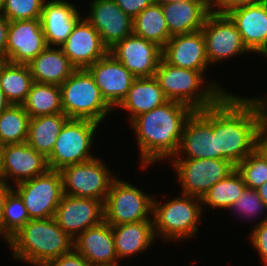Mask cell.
I'll return each instance as SVG.
<instances>
[{"instance_id": "obj_3", "label": "cell", "mask_w": 267, "mask_h": 266, "mask_svg": "<svg viewBox=\"0 0 267 266\" xmlns=\"http://www.w3.org/2000/svg\"><path fill=\"white\" fill-rule=\"evenodd\" d=\"M16 261L31 266H45L49 261L70 252L74 239L65 233L54 217L28 221L7 242Z\"/></svg>"}, {"instance_id": "obj_10", "label": "cell", "mask_w": 267, "mask_h": 266, "mask_svg": "<svg viewBox=\"0 0 267 266\" xmlns=\"http://www.w3.org/2000/svg\"><path fill=\"white\" fill-rule=\"evenodd\" d=\"M180 193L202 198L220 180L232 173L236 166L222 159H170Z\"/></svg>"}, {"instance_id": "obj_44", "label": "cell", "mask_w": 267, "mask_h": 266, "mask_svg": "<svg viewBox=\"0 0 267 266\" xmlns=\"http://www.w3.org/2000/svg\"><path fill=\"white\" fill-rule=\"evenodd\" d=\"M10 21L0 14V61L6 60L7 37Z\"/></svg>"}, {"instance_id": "obj_39", "label": "cell", "mask_w": 267, "mask_h": 266, "mask_svg": "<svg viewBox=\"0 0 267 266\" xmlns=\"http://www.w3.org/2000/svg\"><path fill=\"white\" fill-rule=\"evenodd\" d=\"M252 227L247 239L253 249L257 250L263 266H267V220Z\"/></svg>"}, {"instance_id": "obj_51", "label": "cell", "mask_w": 267, "mask_h": 266, "mask_svg": "<svg viewBox=\"0 0 267 266\" xmlns=\"http://www.w3.org/2000/svg\"><path fill=\"white\" fill-rule=\"evenodd\" d=\"M122 262H118L116 264H110V265H98V266H122L121 265Z\"/></svg>"}, {"instance_id": "obj_13", "label": "cell", "mask_w": 267, "mask_h": 266, "mask_svg": "<svg viewBox=\"0 0 267 266\" xmlns=\"http://www.w3.org/2000/svg\"><path fill=\"white\" fill-rule=\"evenodd\" d=\"M205 38L206 56L209 67L221 62H227L236 55H247L249 50L245 47L240 32L235 23L226 13L212 10L202 27Z\"/></svg>"}, {"instance_id": "obj_28", "label": "cell", "mask_w": 267, "mask_h": 266, "mask_svg": "<svg viewBox=\"0 0 267 266\" xmlns=\"http://www.w3.org/2000/svg\"><path fill=\"white\" fill-rule=\"evenodd\" d=\"M27 65L35 82L59 86L76 70L60 47L47 46Z\"/></svg>"}, {"instance_id": "obj_14", "label": "cell", "mask_w": 267, "mask_h": 266, "mask_svg": "<svg viewBox=\"0 0 267 266\" xmlns=\"http://www.w3.org/2000/svg\"><path fill=\"white\" fill-rule=\"evenodd\" d=\"M54 219L72 239L104 220V202L63 194Z\"/></svg>"}, {"instance_id": "obj_30", "label": "cell", "mask_w": 267, "mask_h": 266, "mask_svg": "<svg viewBox=\"0 0 267 266\" xmlns=\"http://www.w3.org/2000/svg\"><path fill=\"white\" fill-rule=\"evenodd\" d=\"M33 82L27 64L0 61V87L10 104L22 105Z\"/></svg>"}, {"instance_id": "obj_24", "label": "cell", "mask_w": 267, "mask_h": 266, "mask_svg": "<svg viewBox=\"0 0 267 266\" xmlns=\"http://www.w3.org/2000/svg\"><path fill=\"white\" fill-rule=\"evenodd\" d=\"M74 249L92 266L120 262L115 249L112 226L103 220L74 239Z\"/></svg>"}, {"instance_id": "obj_48", "label": "cell", "mask_w": 267, "mask_h": 266, "mask_svg": "<svg viewBox=\"0 0 267 266\" xmlns=\"http://www.w3.org/2000/svg\"><path fill=\"white\" fill-rule=\"evenodd\" d=\"M10 102L6 99L3 90L0 87V113L10 106Z\"/></svg>"}, {"instance_id": "obj_5", "label": "cell", "mask_w": 267, "mask_h": 266, "mask_svg": "<svg viewBox=\"0 0 267 266\" xmlns=\"http://www.w3.org/2000/svg\"><path fill=\"white\" fill-rule=\"evenodd\" d=\"M181 195V196H180ZM174 199L153 201V230L155 237L165 242H181L196 237L199 223L202 222L203 207L201 198L181 193ZM202 217V218H201Z\"/></svg>"}, {"instance_id": "obj_46", "label": "cell", "mask_w": 267, "mask_h": 266, "mask_svg": "<svg viewBox=\"0 0 267 266\" xmlns=\"http://www.w3.org/2000/svg\"><path fill=\"white\" fill-rule=\"evenodd\" d=\"M11 189L12 187L10 185H8L2 179H0V220L2 217L3 203L5 200V197Z\"/></svg>"}, {"instance_id": "obj_26", "label": "cell", "mask_w": 267, "mask_h": 266, "mask_svg": "<svg viewBox=\"0 0 267 266\" xmlns=\"http://www.w3.org/2000/svg\"><path fill=\"white\" fill-rule=\"evenodd\" d=\"M167 101L168 99L155 76L135 78L126 97L115 109L121 108L127 111L126 114L130 113L128 114L129 125L137 116L149 112Z\"/></svg>"}, {"instance_id": "obj_31", "label": "cell", "mask_w": 267, "mask_h": 266, "mask_svg": "<svg viewBox=\"0 0 267 266\" xmlns=\"http://www.w3.org/2000/svg\"><path fill=\"white\" fill-rule=\"evenodd\" d=\"M133 34L163 48L172 37L161 5L153 3L133 19Z\"/></svg>"}, {"instance_id": "obj_36", "label": "cell", "mask_w": 267, "mask_h": 266, "mask_svg": "<svg viewBox=\"0 0 267 266\" xmlns=\"http://www.w3.org/2000/svg\"><path fill=\"white\" fill-rule=\"evenodd\" d=\"M229 210L231 212L233 211L235 215L238 214L237 216H240L242 220L248 219L247 222L257 220V218L260 217L254 225H258L259 223L267 220V205L259 197L256 189L246 187L228 211Z\"/></svg>"}, {"instance_id": "obj_19", "label": "cell", "mask_w": 267, "mask_h": 266, "mask_svg": "<svg viewBox=\"0 0 267 266\" xmlns=\"http://www.w3.org/2000/svg\"><path fill=\"white\" fill-rule=\"evenodd\" d=\"M87 70L93 76L103 98L114 110L126 97L135 79L109 51Z\"/></svg>"}, {"instance_id": "obj_17", "label": "cell", "mask_w": 267, "mask_h": 266, "mask_svg": "<svg viewBox=\"0 0 267 266\" xmlns=\"http://www.w3.org/2000/svg\"><path fill=\"white\" fill-rule=\"evenodd\" d=\"M135 78L155 76L162 59V48L134 34L125 37L110 50Z\"/></svg>"}, {"instance_id": "obj_41", "label": "cell", "mask_w": 267, "mask_h": 266, "mask_svg": "<svg viewBox=\"0 0 267 266\" xmlns=\"http://www.w3.org/2000/svg\"><path fill=\"white\" fill-rule=\"evenodd\" d=\"M116 4L133 20L139 13L151 6L153 0H114Z\"/></svg>"}, {"instance_id": "obj_2", "label": "cell", "mask_w": 267, "mask_h": 266, "mask_svg": "<svg viewBox=\"0 0 267 266\" xmlns=\"http://www.w3.org/2000/svg\"><path fill=\"white\" fill-rule=\"evenodd\" d=\"M263 118L249 97L224 95L217 102V159L237 166L252 153Z\"/></svg>"}, {"instance_id": "obj_25", "label": "cell", "mask_w": 267, "mask_h": 266, "mask_svg": "<svg viewBox=\"0 0 267 266\" xmlns=\"http://www.w3.org/2000/svg\"><path fill=\"white\" fill-rule=\"evenodd\" d=\"M171 36L196 32L213 10L212 0H182L162 6Z\"/></svg>"}, {"instance_id": "obj_15", "label": "cell", "mask_w": 267, "mask_h": 266, "mask_svg": "<svg viewBox=\"0 0 267 266\" xmlns=\"http://www.w3.org/2000/svg\"><path fill=\"white\" fill-rule=\"evenodd\" d=\"M2 180L13 187L49 170L47 158L27 142L0 147Z\"/></svg>"}, {"instance_id": "obj_29", "label": "cell", "mask_w": 267, "mask_h": 266, "mask_svg": "<svg viewBox=\"0 0 267 266\" xmlns=\"http://www.w3.org/2000/svg\"><path fill=\"white\" fill-rule=\"evenodd\" d=\"M69 118L64 113L30 118L27 143L46 158L51 154L56 139Z\"/></svg>"}, {"instance_id": "obj_47", "label": "cell", "mask_w": 267, "mask_h": 266, "mask_svg": "<svg viewBox=\"0 0 267 266\" xmlns=\"http://www.w3.org/2000/svg\"><path fill=\"white\" fill-rule=\"evenodd\" d=\"M257 192L259 194V197L262 199V201L267 205V182L262 184L257 189Z\"/></svg>"}, {"instance_id": "obj_22", "label": "cell", "mask_w": 267, "mask_h": 266, "mask_svg": "<svg viewBox=\"0 0 267 266\" xmlns=\"http://www.w3.org/2000/svg\"><path fill=\"white\" fill-rule=\"evenodd\" d=\"M162 58L168 64L179 68L208 71L209 62L202 29L172 36L162 48Z\"/></svg>"}, {"instance_id": "obj_21", "label": "cell", "mask_w": 267, "mask_h": 266, "mask_svg": "<svg viewBox=\"0 0 267 266\" xmlns=\"http://www.w3.org/2000/svg\"><path fill=\"white\" fill-rule=\"evenodd\" d=\"M60 48L76 69H87L109 51L85 16L75 24Z\"/></svg>"}, {"instance_id": "obj_6", "label": "cell", "mask_w": 267, "mask_h": 266, "mask_svg": "<svg viewBox=\"0 0 267 266\" xmlns=\"http://www.w3.org/2000/svg\"><path fill=\"white\" fill-rule=\"evenodd\" d=\"M60 90L62 110L69 119H87L102 125L115 112L87 69H76L60 85Z\"/></svg>"}, {"instance_id": "obj_38", "label": "cell", "mask_w": 267, "mask_h": 266, "mask_svg": "<svg viewBox=\"0 0 267 266\" xmlns=\"http://www.w3.org/2000/svg\"><path fill=\"white\" fill-rule=\"evenodd\" d=\"M46 0H5L2 15L9 21L41 19Z\"/></svg>"}, {"instance_id": "obj_11", "label": "cell", "mask_w": 267, "mask_h": 266, "mask_svg": "<svg viewBox=\"0 0 267 266\" xmlns=\"http://www.w3.org/2000/svg\"><path fill=\"white\" fill-rule=\"evenodd\" d=\"M110 170L99 157L64 167L61 170L63 194L105 202L111 184L117 178Z\"/></svg>"}, {"instance_id": "obj_37", "label": "cell", "mask_w": 267, "mask_h": 266, "mask_svg": "<svg viewBox=\"0 0 267 266\" xmlns=\"http://www.w3.org/2000/svg\"><path fill=\"white\" fill-rule=\"evenodd\" d=\"M247 188L258 189L267 182V159L256 149L237 166Z\"/></svg>"}, {"instance_id": "obj_20", "label": "cell", "mask_w": 267, "mask_h": 266, "mask_svg": "<svg viewBox=\"0 0 267 266\" xmlns=\"http://www.w3.org/2000/svg\"><path fill=\"white\" fill-rule=\"evenodd\" d=\"M47 46L41 19L10 21L6 61L28 64Z\"/></svg>"}, {"instance_id": "obj_35", "label": "cell", "mask_w": 267, "mask_h": 266, "mask_svg": "<svg viewBox=\"0 0 267 266\" xmlns=\"http://www.w3.org/2000/svg\"><path fill=\"white\" fill-rule=\"evenodd\" d=\"M30 220L22 198L12 188L7 193L3 203L0 220L1 239L3 238V241L6 243Z\"/></svg>"}, {"instance_id": "obj_16", "label": "cell", "mask_w": 267, "mask_h": 266, "mask_svg": "<svg viewBox=\"0 0 267 266\" xmlns=\"http://www.w3.org/2000/svg\"><path fill=\"white\" fill-rule=\"evenodd\" d=\"M85 18L99 32L102 43L110 50L133 34V20L114 0H89Z\"/></svg>"}, {"instance_id": "obj_12", "label": "cell", "mask_w": 267, "mask_h": 266, "mask_svg": "<svg viewBox=\"0 0 267 266\" xmlns=\"http://www.w3.org/2000/svg\"><path fill=\"white\" fill-rule=\"evenodd\" d=\"M22 198L31 220L54 217L63 196L61 171L48 170L12 187Z\"/></svg>"}, {"instance_id": "obj_18", "label": "cell", "mask_w": 267, "mask_h": 266, "mask_svg": "<svg viewBox=\"0 0 267 266\" xmlns=\"http://www.w3.org/2000/svg\"><path fill=\"white\" fill-rule=\"evenodd\" d=\"M226 14L235 23L250 54L267 57V0L234 7Z\"/></svg>"}, {"instance_id": "obj_27", "label": "cell", "mask_w": 267, "mask_h": 266, "mask_svg": "<svg viewBox=\"0 0 267 266\" xmlns=\"http://www.w3.org/2000/svg\"><path fill=\"white\" fill-rule=\"evenodd\" d=\"M118 260L129 259L133 255L151 249L156 237L153 221H137L112 226Z\"/></svg>"}, {"instance_id": "obj_40", "label": "cell", "mask_w": 267, "mask_h": 266, "mask_svg": "<svg viewBox=\"0 0 267 266\" xmlns=\"http://www.w3.org/2000/svg\"><path fill=\"white\" fill-rule=\"evenodd\" d=\"M45 266H92L88 260L74 248L56 259L49 261Z\"/></svg>"}, {"instance_id": "obj_9", "label": "cell", "mask_w": 267, "mask_h": 266, "mask_svg": "<svg viewBox=\"0 0 267 266\" xmlns=\"http://www.w3.org/2000/svg\"><path fill=\"white\" fill-rule=\"evenodd\" d=\"M217 159V103L186 120L177 153L171 159Z\"/></svg>"}, {"instance_id": "obj_34", "label": "cell", "mask_w": 267, "mask_h": 266, "mask_svg": "<svg viewBox=\"0 0 267 266\" xmlns=\"http://www.w3.org/2000/svg\"><path fill=\"white\" fill-rule=\"evenodd\" d=\"M29 114L23 105L11 104L0 113V147L27 141Z\"/></svg>"}, {"instance_id": "obj_49", "label": "cell", "mask_w": 267, "mask_h": 266, "mask_svg": "<svg viewBox=\"0 0 267 266\" xmlns=\"http://www.w3.org/2000/svg\"><path fill=\"white\" fill-rule=\"evenodd\" d=\"M176 1H182V0H153V2L155 4H158V5H165V4H168V3H173V2H176Z\"/></svg>"}, {"instance_id": "obj_50", "label": "cell", "mask_w": 267, "mask_h": 266, "mask_svg": "<svg viewBox=\"0 0 267 266\" xmlns=\"http://www.w3.org/2000/svg\"><path fill=\"white\" fill-rule=\"evenodd\" d=\"M4 3H5V0H0V14H2Z\"/></svg>"}, {"instance_id": "obj_45", "label": "cell", "mask_w": 267, "mask_h": 266, "mask_svg": "<svg viewBox=\"0 0 267 266\" xmlns=\"http://www.w3.org/2000/svg\"><path fill=\"white\" fill-rule=\"evenodd\" d=\"M249 99L256 105V108L263 115V117L267 118V97L266 96L263 97V95L261 97L250 96Z\"/></svg>"}, {"instance_id": "obj_42", "label": "cell", "mask_w": 267, "mask_h": 266, "mask_svg": "<svg viewBox=\"0 0 267 266\" xmlns=\"http://www.w3.org/2000/svg\"><path fill=\"white\" fill-rule=\"evenodd\" d=\"M264 0H213V10L226 13L228 10L247 4H254Z\"/></svg>"}, {"instance_id": "obj_7", "label": "cell", "mask_w": 267, "mask_h": 266, "mask_svg": "<svg viewBox=\"0 0 267 266\" xmlns=\"http://www.w3.org/2000/svg\"><path fill=\"white\" fill-rule=\"evenodd\" d=\"M99 126H101L99 123L92 120L69 119L56 139L51 154L47 157L49 169L61 171L66 166L95 158L96 155L91 152L94 150L93 140L100 129Z\"/></svg>"}, {"instance_id": "obj_43", "label": "cell", "mask_w": 267, "mask_h": 266, "mask_svg": "<svg viewBox=\"0 0 267 266\" xmlns=\"http://www.w3.org/2000/svg\"><path fill=\"white\" fill-rule=\"evenodd\" d=\"M256 150L267 159V118H263L257 129Z\"/></svg>"}, {"instance_id": "obj_32", "label": "cell", "mask_w": 267, "mask_h": 266, "mask_svg": "<svg viewBox=\"0 0 267 266\" xmlns=\"http://www.w3.org/2000/svg\"><path fill=\"white\" fill-rule=\"evenodd\" d=\"M22 105L30 118L63 113L60 86L34 81Z\"/></svg>"}, {"instance_id": "obj_23", "label": "cell", "mask_w": 267, "mask_h": 266, "mask_svg": "<svg viewBox=\"0 0 267 266\" xmlns=\"http://www.w3.org/2000/svg\"><path fill=\"white\" fill-rule=\"evenodd\" d=\"M79 6L69 0H46L41 14L45 40L50 47H61L75 24L83 17Z\"/></svg>"}, {"instance_id": "obj_52", "label": "cell", "mask_w": 267, "mask_h": 266, "mask_svg": "<svg viewBox=\"0 0 267 266\" xmlns=\"http://www.w3.org/2000/svg\"><path fill=\"white\" fill-rule=\"evenodd\" d=\"M0 179H2V173H1V153H0Z\"/></svg>"}, {"instance_id": "obj_1", "label": "cell", "mask_w": 267, "mask_h": 266, "mask_svg": "<svg viewBox=\"0 0 267 266\" xmlns=\"http://www.w3.org/2000/svg\"><path fill=\"white\" fill-rule=\"evenodd\" d=\"M194 110L188 105L168 100L166 103L134 118V131L142 170L156 162L170 160L178 151L186 120Z\"/></svg>"}, {"instance_id": "obj_8", "label": "cell", "mask_w": 267, "mask_h": 266, "mask_svg": "<svg viewBox=\"0 0 267 266\" xmlns=\"http://www.w3.org/2000/svg\"><path fill=\"white\" fill-rule=\"evenodd\" d=\"M130 182L117 177L111 184L104 202V220L111 226L152 221L153 194H147Z\"/></svg>"}, {"instance_id": "obj_33", "label": "cell", "mask_w": 267, "mask_h": 266, "mask_svg": "<svg viewBox=\"0 0 267 266\" xmlns=\"http://www.w3.org/2000/svg\"><path fill=\"white\" fill-rule=\"evenodd\" d=\"M246 187L242 176L235 169L226 178L212 186L201 198L203 211L208 206L213 210H227L228 212V209L237 201Z\"/></svg>"}, {"instance_id": "obj_4", "label": "cell", "mask_w": 267, "mask_h": 266, "mask_svg": "<svg viewBox=\"0 0 267 266\" xmlns=\"http://www.w3.org/2000/svg\"><path fill=\"white\" fill-rule=\"evenodd\" d=\"M206 72L179 68L162 58L155 78L168 100L184 103L194 111H200L214 106L224 95L231 93L217 80L208 81Z\"/></svg>"}]
</instances>
